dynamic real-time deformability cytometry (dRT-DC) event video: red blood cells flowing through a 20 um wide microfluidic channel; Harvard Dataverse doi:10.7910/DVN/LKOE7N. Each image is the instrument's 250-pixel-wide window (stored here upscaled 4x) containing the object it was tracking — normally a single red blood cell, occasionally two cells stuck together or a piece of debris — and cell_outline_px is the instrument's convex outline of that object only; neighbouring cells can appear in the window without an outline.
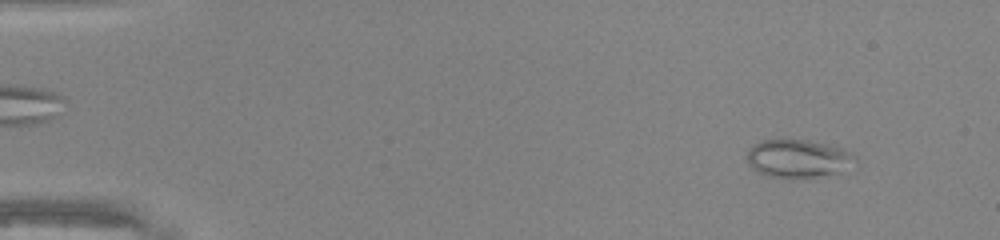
{"species": "common noctule bat (a hibernating species)", "species_latin": "Nyctalus noctula", "temperature_condition": "warm", "stored_images_in_passage": 48, "camera_frame_rate_fps": 3000, "um_per_image_px": 0.085, "animal": {"sex": "male", "body_mass_g": 20.0, "forearm_length_mm": 53.3}, "frame": {"image": 1, "passage_image": 5, "time_ms": 1.333, "image_size_px": [1000, 240], "cell_outline_px": [[856, 160], [832, 172], [812, 176], [772, 176], [760, 172], [752, 168], [748, 164], [748, 152], [756, 144], [764, 140], [808, 140], [840, 148], [852, 152]], "centroid_in_image_um": [67.77, 13.43], "position_along_channel_um": 17.2, "area_um2": 22.43}}
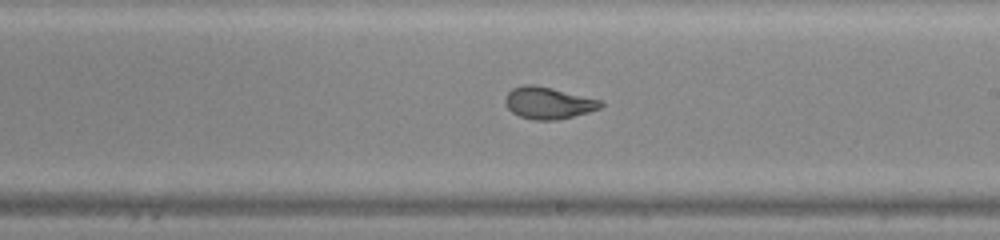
{"frame": {"image": 2, "passage_image": 29, "time_ms": 9.333, "image_size_px": [1000, 240], "cell_outline_px": [[604, 104], [600, 108], [588, 112], [556, 120], [532, 120], [520, 116], [512, 112], [504, 104], [504, 96], [512, 88], [524, 84], [532, 84], [552, 88], [600, 100]], "centroid_in_image_um": [46.55, 8.75], "position_along_channel_um": 242.5, "area_um2": 17.69}}
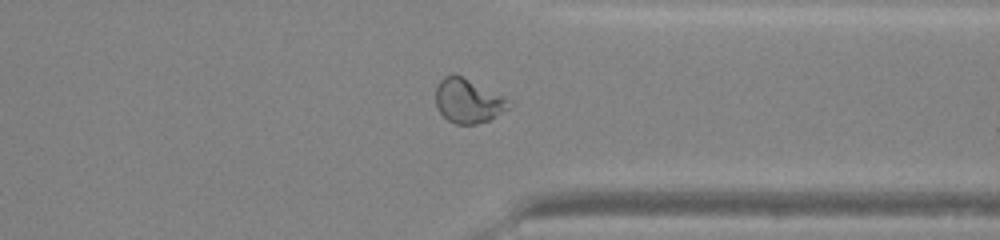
{"frame": {"image": 3, "passage_image": 38, "time_ms": 12.333, "image_size_px": [1000, 240], "cell_outline_px": [[512, 104], [508, 108], [488, 120], [476, 124], [456, 124], [448, 120], [440, 112], [436, 104], [436, 88], [440, 80], [444, 76], [452, 72], [500, 96]], "centroid_in_image_um": [39.71, 8.58], "position_along_channel_um": 371.7, "area_um2": 18.15}, "authors_computed_cell_mechanics": {"area_um2": 20.1433, "velocity_mm_per_s": 4.3195, "shape_relaxation_time_tau1_ms": 6.0773, "shape_relaxation_time_tau2_ms": 0.7553, "deformation_change_tau1": 0.1765, "deformation_change_tau2": 0.0562}}